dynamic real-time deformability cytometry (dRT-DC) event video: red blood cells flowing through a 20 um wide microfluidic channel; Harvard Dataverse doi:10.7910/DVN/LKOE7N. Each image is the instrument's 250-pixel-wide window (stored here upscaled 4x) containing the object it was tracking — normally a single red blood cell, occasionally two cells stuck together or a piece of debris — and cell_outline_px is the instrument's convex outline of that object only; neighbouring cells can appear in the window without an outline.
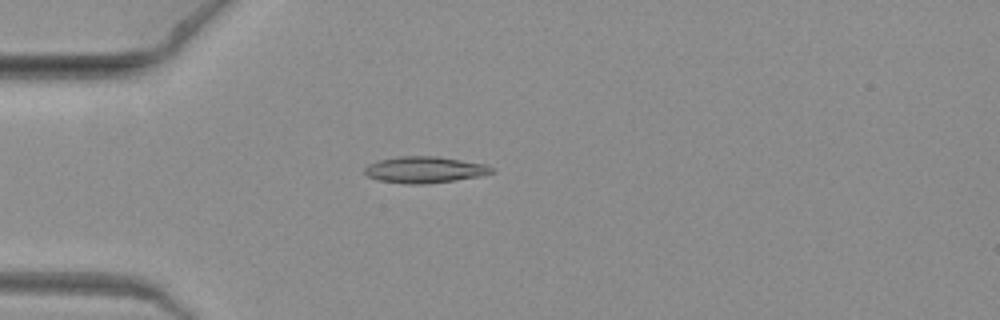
{"species": "common noctule bat (a hibernating species)", "species_latin": "Nyctalus noctula", "temperature_condition": "warm", "stored_images_in_passage": 3, "camera_frame_rate_fps": 3000, "um_per_image_px": 0.085, "animal": {"sex": "female", "body_mass_g": 19.3, "forearm_length_mm": 54.1}, "frame": {"image": 1, "passage_image": 3, "time_ms": 0.667, "image_size_px": [1000, 320], "cell_outline_px": [[496, 172], [480, 176], [424, 184], [408, 184], [380, 180], [368, 176], [364, 172], [364, 168], [368, 164], [380, 160], [400, 156], [440, 156], [484, 164], [496, 168]], "centroid_in_image_um": [36.13, 14.42], "position_along_channel_um": 48.9, "area_um2": 19.48}}